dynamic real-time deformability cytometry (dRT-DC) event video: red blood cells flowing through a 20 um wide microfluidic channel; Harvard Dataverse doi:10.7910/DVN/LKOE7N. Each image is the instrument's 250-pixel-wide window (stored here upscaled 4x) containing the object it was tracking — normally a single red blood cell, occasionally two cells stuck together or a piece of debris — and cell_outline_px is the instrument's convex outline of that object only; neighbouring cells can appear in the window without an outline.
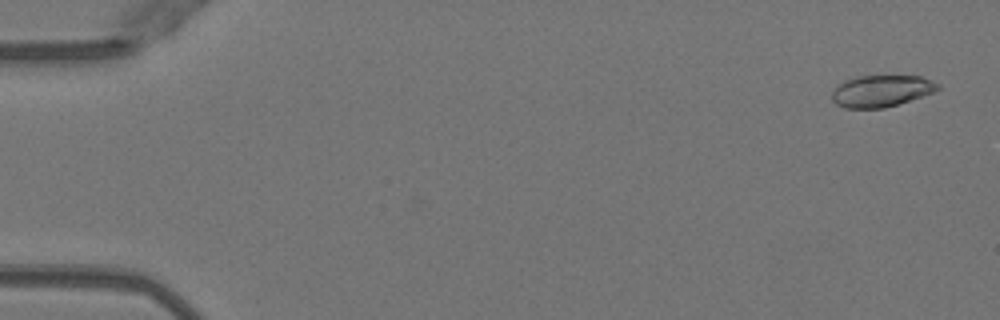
{"species": "Egyptian fruit bat (a non-hibernating species)", "species_latin": "Rousettus aegyptiacus", "temperature_condition": "warm", "stored_images_in_passage": 7, "camera_frame_rate_fps": 3000, "um_per_image_px": 0.085, "animal": {"sex": "female"}, "frame": {"image": 1, "passage_image": 2, "time_ms": 0.333, "image_size_px": [1000, 320], "cell_outline_px": [[940, 88], [932, 92], [884, 108], [844, 108], [836, 104], [832, 100], [832, 92], [844, 80], [856, 76], [920, 76], [932, 80], [940, 84]], "centroid_in_image_um": [74.89, 7.72], "position_along_channel_um": 10.1, "area_um2": 19.31}}